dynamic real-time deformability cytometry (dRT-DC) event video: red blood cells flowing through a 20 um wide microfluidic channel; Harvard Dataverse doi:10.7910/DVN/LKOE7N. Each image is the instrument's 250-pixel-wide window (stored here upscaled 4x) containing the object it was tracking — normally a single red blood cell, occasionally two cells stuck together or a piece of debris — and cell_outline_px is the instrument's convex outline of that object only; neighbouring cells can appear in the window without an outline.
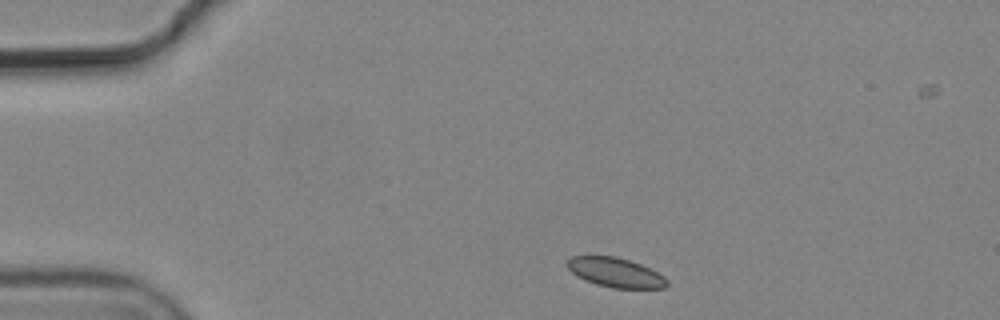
{"species": "common noctule bat (a hibernating species)", "species_latin": "Nyctalus noctula", "temperature_condition": "cold", "stored_images_in_passage": 3, "camera_frame_rate_fps": 3000, "um_per_image_px": 0.085, "animal": {"sex": "male", "body_mass_g": 19.2, "forearm_length_mm": 51.8}, "frame": {"image": 1, "passage_image": 1, "time_ms": 0.0, "image_size_px": [1000, 320], "cell_outline_px": [[668, 284], [664, 288], [612, 288], [596, 284], [584, 280], [572, 272], [564, 264], [572, 256], [616, 256], [640, 264], [664, 276], [668, 280]], "centroid_in_image_um": [52.3, 23.16], "position_along_channel_um": 32.7, "area_um2": 17.05}}
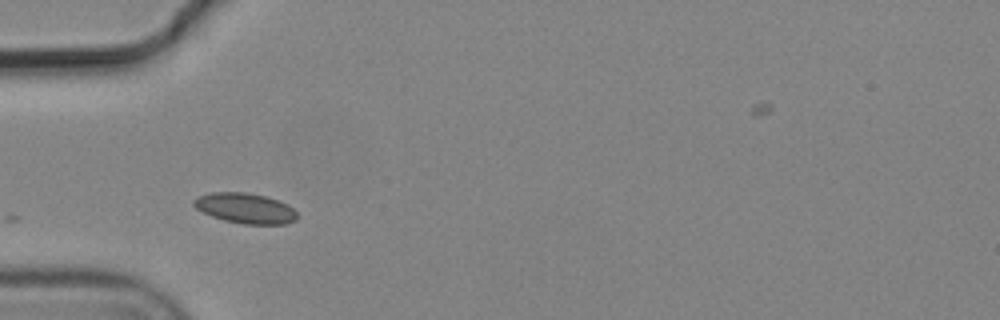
{"frame": {"image": 2, "passage_image": 3, "time_ms": 0.667, "image_size_px": [1000, 320], "cell_outline_px": [[296, 220], [284, 224], [244, 224], [224, 220], [212, 216], [196, 208], [192, 204], [192, 200], [200, 196], [212, 192], [244, 192], [268, 196], [288, 204], [296, 212]], "centroid_in_image_um": [20.85, 17.69], "position_along_channel_um": 64.1, "area_um2": 18.21}}